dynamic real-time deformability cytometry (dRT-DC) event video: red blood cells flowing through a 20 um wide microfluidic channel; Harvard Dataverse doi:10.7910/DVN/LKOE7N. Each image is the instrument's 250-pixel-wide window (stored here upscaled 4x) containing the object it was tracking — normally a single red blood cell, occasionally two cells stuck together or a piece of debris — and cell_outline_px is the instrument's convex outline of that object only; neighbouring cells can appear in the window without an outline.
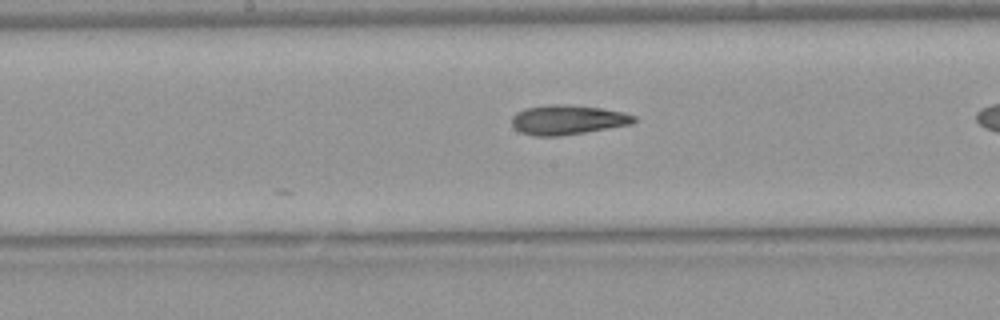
{"species": "Egyptian fruit bat (a non-hibernating species)", "species_latin": "Rousettus aegyptiacus", "temperature_condition": "warm", "stored_images_in_passage": 31, "camera_frame_rate_fps": 3000, "um_per_image_px": 0.085, "animal": {"sex": "female"}, "frame": {"image": 1, "passage_image": 18, "time_ms": 5.667, "image_size_px": [1000, 320], "cell_outline_px": [[636, 120], [632, 124], [560, 136], [532, 136], [520, 132], [512, 128], [512, 116], [516, 112], [524, 108], [544, 104], [568, 104], [604, 108], [624, 112], [636, 116]], "centroid_in_image_um": [48.21, 10.17], "position_along_channel_um": 200.0, "area_um2": 21.44}}
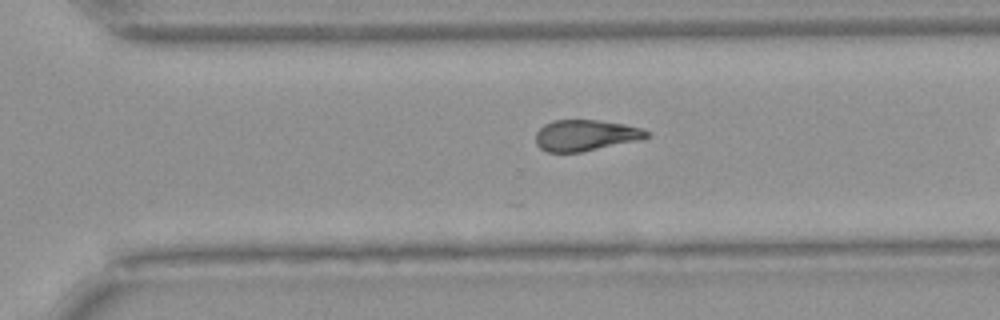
{"frame": {"image": 2, "passage_image": 27, "time_ms": 8.667, "image_size_px": [1000, 320], "cell_outline_px": [[652, 136], [640, 140], [580, 152], [548, 152], [540, 148], [536, 144], [536, 132], [544, 124], [552, 120], [596, 120], [624, 124], [640, 128], [648, 132]], "centroid_in_image_um": [49.76, 11.5], "position_along_channel_um": 320.8, "area_um2": 20.06}}